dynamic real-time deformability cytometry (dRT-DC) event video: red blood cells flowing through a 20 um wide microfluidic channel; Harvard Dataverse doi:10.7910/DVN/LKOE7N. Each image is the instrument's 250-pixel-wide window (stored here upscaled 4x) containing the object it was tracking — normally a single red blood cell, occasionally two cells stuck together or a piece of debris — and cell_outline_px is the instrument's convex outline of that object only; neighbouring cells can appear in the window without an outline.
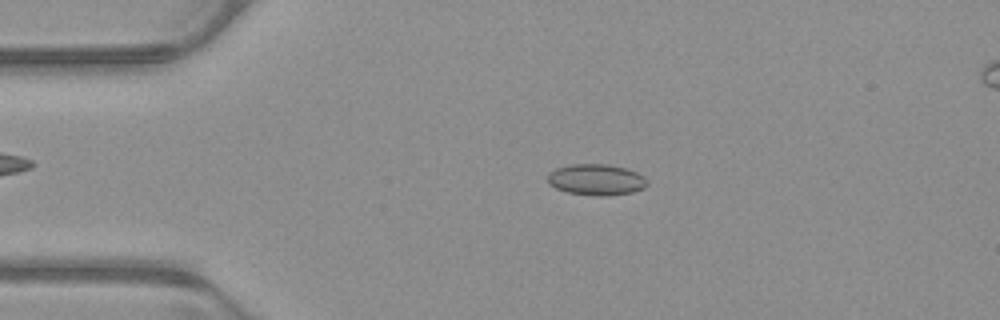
{"species": "common noctule bat (a hibernating species)", "species_latin": "Nyctalus noctula", "temperature_condition": "warm", "stored_images_in_passage": 48, "camera_frame_rate_fps": 3000, "um_per_image_px": 0.085, "animal": {"sex": "male", "body_mass_g": 23.1, "forearm_length_mm": 52.7}, "frame": {"image": 1, "passage_image": 7, "time_ms": 2.0, "image_size_px": [1000, 320], "cell_outline_px": [[648, 184], [644, 188], [632, 192], [604, 196], [596, 196], [568, 192], [556, 188], [548, 184], [548, 172], [556, 168], [572, 164], [608, 164], [628, 168], [644, 176], [648, 180]], "centroid_in_image_um": [50.7, 15.26], "position_along_channel_um": 34.3, "area_um2": 18.21}}
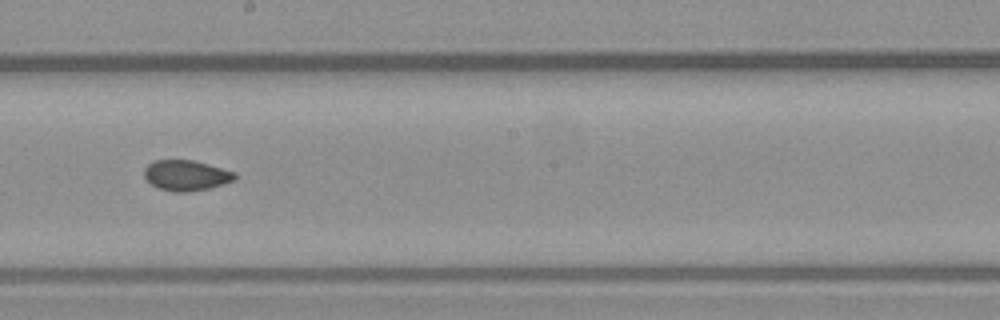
{"frame": {"image": 2, "passage_image": 25, "time_ms": 8.0, "image_size_px": [1000, 320], "cell_outline_px": [[236, 180], [208, 188], [188, 192], [172, 192], [160, 188], [152, 184], [144, 176], [144, 168], [148, 164], [156, 160], [192, 160], [236, 172]], "centroid_in_image_um": [15.83, 14.91], "position_along_channel_um": 232.4, "area_um2": 15.95}}
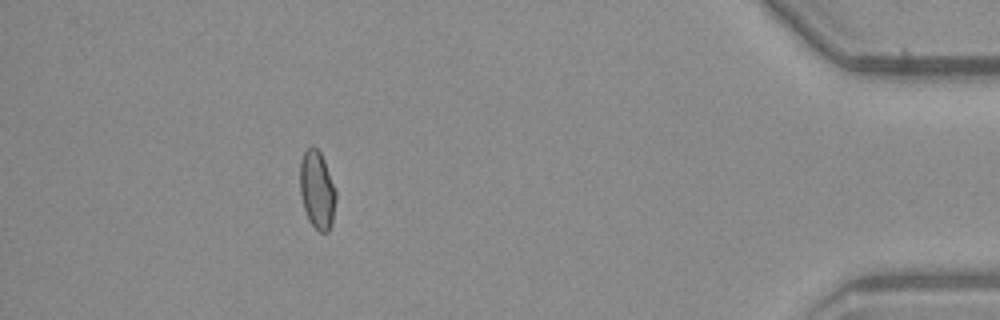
{"frame": {"image": 3, "passage_image": 43, "time_ms": 14.0, "image_size_px": [1000, 320], "cell_outline_px": [[336, 200], [332, 224], [328, 232], [320, 232], [308, 220], [304, 208], [300, 192], [300, 160], [304, 152], [308, 148], [316, 148], [320, 152], [324, 160], [336, 192]], "centroid_in_image_um": [26.95, 16.17], "position_along_channel_um": 408.2, "area_um2": 16.18}, "authors_computed_cell_mechanics": {"area_um2": 16.2996, "velocity_mm_per_s": 3.9232, "shape_relaxation_time_tau1_ms": null, "shape_relaxation_time_tau2_ms": 1.5436, "deformation_change_tau1": null, "deformation_change_tau2": 0.0469}}